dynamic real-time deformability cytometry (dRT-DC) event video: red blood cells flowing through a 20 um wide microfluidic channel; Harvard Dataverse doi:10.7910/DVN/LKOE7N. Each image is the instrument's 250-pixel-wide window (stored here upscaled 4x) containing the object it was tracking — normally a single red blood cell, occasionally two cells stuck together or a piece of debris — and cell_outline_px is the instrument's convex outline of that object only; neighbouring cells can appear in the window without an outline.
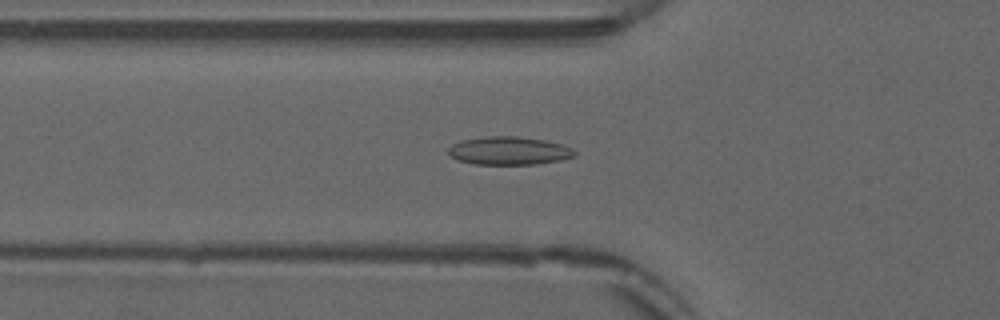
{"species": "common noctule bat (a hibernating species)", "species_latin": "Nyctalus noctula", "temperature_condition": "warm", "stored_images_in_passage": 53, "camera_frame_rate_fps": 3000, "um_per_image_px": 0.085, "animal": {"sex": "male", "forearm_length_mm": 52.5}, "frame": {"image": 1, "passage_image": 19, "time_ms": 6.0, "image_size_px": [1000, 320], "cell_outline_px": [[576, 156], [560, 160], [536, 164], [476, 164], [456, 160], [448, 152], [448, 148], [452, 144], [464, 140], [488, 136], [516, 136], [544, 140], [560, 144], [572, 148], [576, 152]], "centroid_in_image_um": [43.27, 12.82], "position_along_channel_um": 82.5, "area_um2": 20.58}}
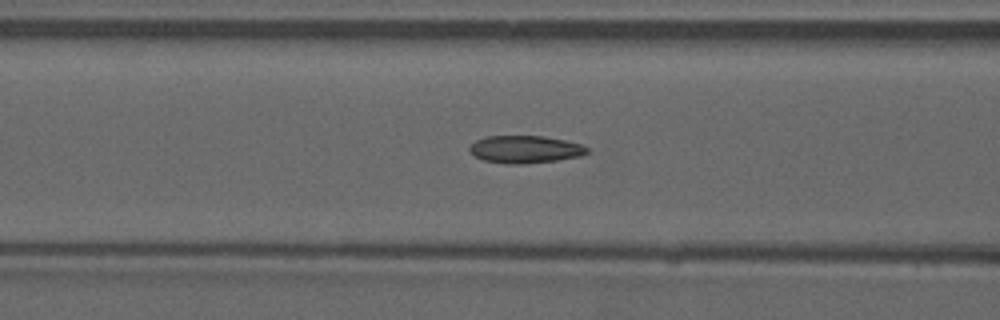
{"frame": {"image": 2, "passage_image": 22, "time_ms": 7.0, "image_size_px": [1000, 320], "cell_outline_px": [[588, 152], [580, 156], [556, 160], [524, 164], [508, 164], [484, 160], [468, 152], [468, 148], [476, 140], [488, 136], [544, 136], [564, 140], [580, 144], [588, 148]], "centroid_in_image_um": [44.61, 12.69], "position_along_channel_um": 122.0, "area_um2": 18.73}}
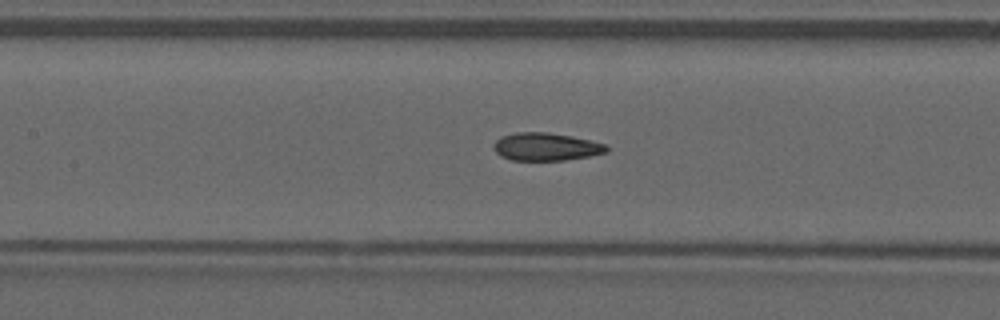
{"frame": {"image": 3, "passage_image": 25, "time_ms": 8.0, "image_size_px": [1000, 320], "cell_outline_px": [[608, 152], [588, 156], [564, 160], [512, 160], [500, 156], [492, 148], [492, 144], [500, 136], [516, 132], [548, 132], [572, 136], [592, 140], [608, 144]], "centroid_in_image_um": [46.4, 12.46], "position_along_channel_um": 161.0, "area_um2": 18.55}, "authors_computed_cell_mechanics": {"area_um2": 18.7272, "velocity_mm_per_s": 3.8751, "shape_relaxation_time_tau1_ms": null, "shape_relaxation_time_tau2_ms": 2.123, "deformation_change_tau1": null, "deformation_change_tau2": 0.0752}}